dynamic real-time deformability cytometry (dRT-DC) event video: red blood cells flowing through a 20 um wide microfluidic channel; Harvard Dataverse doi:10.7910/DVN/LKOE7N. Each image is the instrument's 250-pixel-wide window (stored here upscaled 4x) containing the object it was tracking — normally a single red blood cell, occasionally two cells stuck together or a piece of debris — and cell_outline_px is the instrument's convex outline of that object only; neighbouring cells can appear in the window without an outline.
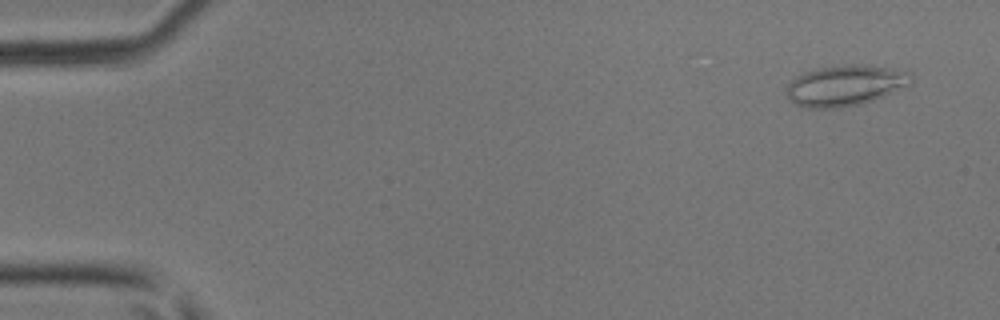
{"species": "common noctule bat (a hibernating species)", "species_latin": "Nyctalus noctula", "temperature_condition": "room temperature", "stored_images_in_passage": 46, "camera_frame_rate_fps": 3000, "um_per_image_px": 0.085, "animal": {"sex": "male", "body_mass_g": 17.9, "forearm_length_mm": 54.2}, "frame": {"image": 1, "passage_image": 1, "time_ms": 0.0, "image_size_px": [1000, 320], "cell_outline_px": [[912, 84], [884, 96], [872, 100], [840, 108], [808, 108], [796, 104], [788, 100], [784, 92], [784, 88], [796, 76], [804, 72], [820, 68], [844, 64], [856, 64], [912, 72]], "centroid_in_image_um": [71.8, 7.27], "position_along_channel_um": 13.2, "area_um2": 29.59}}
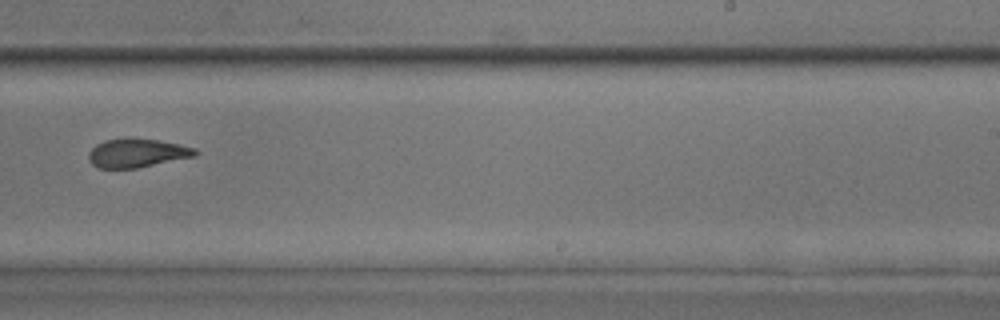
{"frame": {"image": 2, "passage_image": 29, "time_ms": 9.333, "image_size_px": [1000, 320], "cell_outline_px": [[200, 152], [196, 156], [136, 168], [100, 168], [92, 164], [88, 160], [88, 152], [96, 144], [104, 140], [128, 136], [132, 136], [180, 144], [196, 148]], "centroid_in_image_um": [11.64, 12.98], "position_along_channel_um": 277.4, "area_um2": 18.26}}
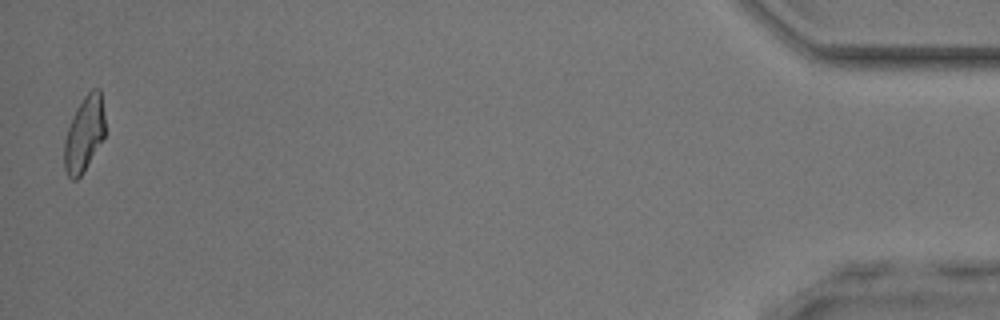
{"frame": {"image": 3, "passage_image": 46, "time_ms": 15.0, "image_size_px": [1000, 320], "cell_outline_px": [[104, 136], [84, 172], [76, 180], [72, 180], [68, 176], [64, 168], [64, 140], [68, 128], [76, 108], [84, 96], [92, 88], [100, 88], [104, 116]], "centroid_in_image_um": [7.14, 11.39], "position_along_channel_um": 428.1, "area_um2": 17.8}, "authors_computed_cell_mechanics": {"area_um2": 18.9295, "velocity_mm_per_s": 4.2382, "shape_relaxation_time_tau1_ms": 9.1346, "shape_relaxation_time_tau2_ms": 1.7522, "deformation_change_tau1": 0.2376, "deformation_change_tau2": 0.1024}}